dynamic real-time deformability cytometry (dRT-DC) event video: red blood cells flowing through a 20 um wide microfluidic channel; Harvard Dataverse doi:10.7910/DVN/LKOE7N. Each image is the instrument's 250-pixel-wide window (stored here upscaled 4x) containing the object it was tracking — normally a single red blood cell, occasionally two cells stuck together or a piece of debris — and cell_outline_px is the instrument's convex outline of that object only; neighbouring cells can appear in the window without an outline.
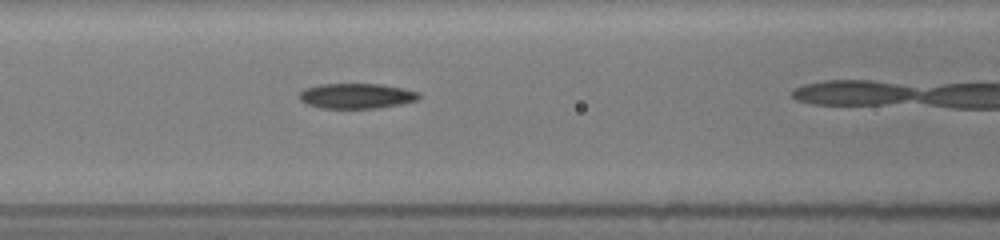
{"species": "common noctule bat (a hibernating species)", "species_latin": "Nyctalus noctula", "temperature_condition": "room temperature", "stored_images_in_passage": 11, "camera_frame_rate_fps": 3000, "um_per_image_px": 0.085, "animal": {"sex": "female", "body_mass_g": 19.5, "forearm_length_mm": 54.1}, "frame": {"image": 1, "passage_image": 7, "time_ms": 2.667, "image_size_px": [1000, 240], "cell_outline_px": [[420, 96], [416, 100], [400, 104], [376, 108], [320, 108], [308, 104], [300, 100], [300, 92], [304, 88], [320, 84], [380, 84], [404, 88], [420, 92]], "centroid_in_image_um": [30.3, 8.15], "position_along_channel_um": 136.3, "area_um2": 17.51}}
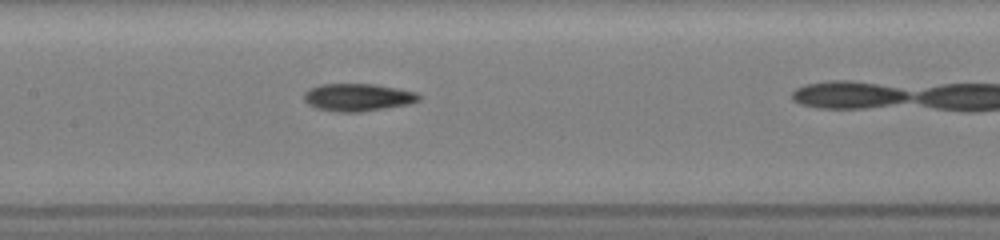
{"frame": {"image": 2, "passage_image": 10, "time_ms": 3.667, "image_size_px": [1000, 240], "cell_outline_px": [[420, 100], [408, 104], [360, 112], [340, 112], [316, 108], [308, 104], [304, 100], [304, 92], [308, 88], [320, 84], [376, 84], [416, 92], [420, 96]], "centroid_in_image_um": [30.38, 8.26], "position_along_channel_um": 177.0, "area_um2": 18.44}}